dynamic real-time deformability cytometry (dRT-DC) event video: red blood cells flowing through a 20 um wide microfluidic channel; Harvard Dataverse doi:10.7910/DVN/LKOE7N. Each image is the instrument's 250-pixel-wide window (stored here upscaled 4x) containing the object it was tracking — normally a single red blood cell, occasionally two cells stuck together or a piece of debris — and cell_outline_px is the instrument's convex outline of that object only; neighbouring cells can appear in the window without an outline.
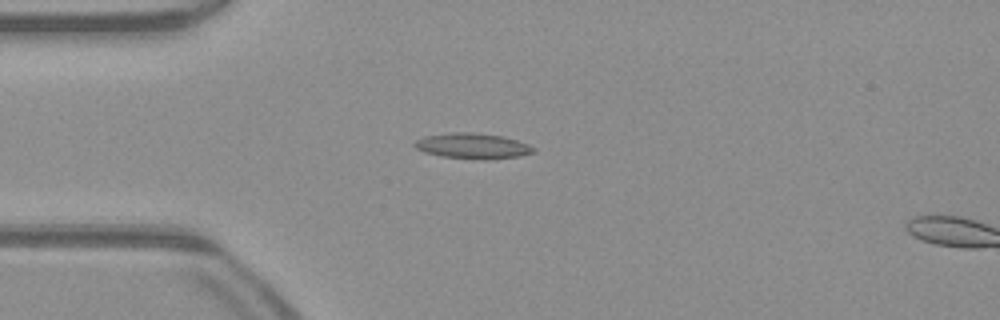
{"species": "common noctule bat (a hibernating species)", "species_latin": "Nyctalus noctula", "temperature_condition": "warm", "stored_images_in_passage": 15, "camera_frame_rate_fps": 3000, "um_per_image_px": 0.085, "animal": {"sex": "male", "body_mass_g": 23.1, "forearm_length_mm": 52.7}, "frame": {"image": 1, "passage_image": 13, "time_ms": 4.0, "image_size_px": [1000, 320], "cell_outline_px": [[536, 152], [520, 156], [488, 160], [440, 156], [424, 152], [416, 148], [412, 144], [416, 140], [424, 136], [452, 132], [472, 132], [504, 136], [528, 144], [536, 148]], "centroid_in_image_um": [40.19, 12.4], "position_along_channel_um": 44.8, "area_um2": 17.86}}